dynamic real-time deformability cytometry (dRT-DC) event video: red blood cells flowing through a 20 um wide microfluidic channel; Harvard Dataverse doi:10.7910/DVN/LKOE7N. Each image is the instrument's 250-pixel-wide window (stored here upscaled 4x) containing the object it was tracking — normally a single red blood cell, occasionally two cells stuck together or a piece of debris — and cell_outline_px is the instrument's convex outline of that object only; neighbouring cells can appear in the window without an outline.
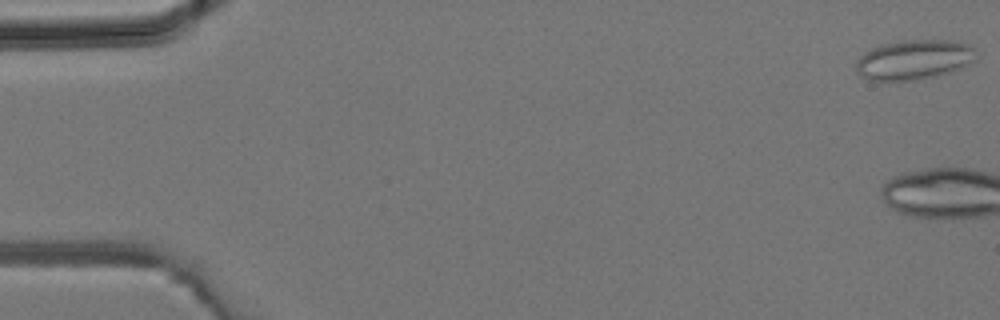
{"species": "common noctule bat (a hibernating species)", "species_latin": "Nyctalus noctula", "temperature_condition": "room temperature", "stored_images_in_passage": 4, "camera_frame_rate_fps": 3000, "um_per_image_px": 0.085, "animal": {"sex": "male", "body_mass_g": 19.2, "forearm_length_mm": 51.8}, "frame": {"image": 1, "passage_image": 1, "time_ms": 0.0, "image_size_px": [1000, 320], "cell_outline_px": [[976, 48], [972, 60], [960, 68], [936, 76], [916, 80], [868, 80], [860, 76], [856, 68], [856, 64], [860, 56], [872, 48], [880, 44], [904, 40], [948, 40], [968, 44]], "centroid_in_image_um": [77.65, 5.07], "position_along_channel_um": 7.3, "area_um2": 27.57}}